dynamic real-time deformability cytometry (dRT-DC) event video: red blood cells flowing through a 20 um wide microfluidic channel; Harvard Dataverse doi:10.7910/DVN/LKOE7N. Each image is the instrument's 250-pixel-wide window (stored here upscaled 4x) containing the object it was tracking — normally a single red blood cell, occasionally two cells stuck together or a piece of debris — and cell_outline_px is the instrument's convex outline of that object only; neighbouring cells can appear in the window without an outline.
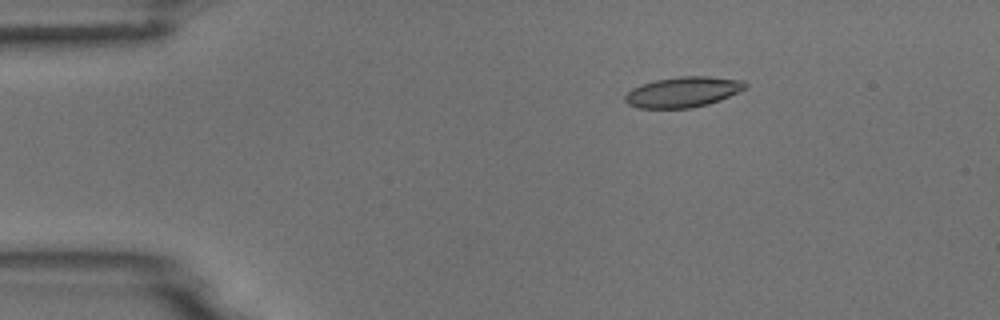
{"species": "common noctule bat (a hibernating species)", "species_latin": "Nyctalus noctula", "temperature_condition": "room temperature", "stored_images_in_passage": 6, "segment_of_instrument_passage": [1, 2], "camera_frame_rate_fps": 3000, "um_per_image_px": 0.085, "animal": {"sex": "male", "body_mass_g": 18.8}, "frame": {"image": 1, "passage_image": 3, "time_ms": 2.333, "image_size_px": [1000, 320], "cell_outline_px": [[748, 88], [720, 100], [708, 104], [692, 108], [640, 108], [628, 104], [624, 100], [624, 96], [632, 88], [640, 84], [656, 80], [680, 76], [708, 76], [744, 80], [748, 84]], "centroid_in_image_um": [58.08, 7.81], "position_along_channel_um": 26.9, "area_um2": 21.5}}